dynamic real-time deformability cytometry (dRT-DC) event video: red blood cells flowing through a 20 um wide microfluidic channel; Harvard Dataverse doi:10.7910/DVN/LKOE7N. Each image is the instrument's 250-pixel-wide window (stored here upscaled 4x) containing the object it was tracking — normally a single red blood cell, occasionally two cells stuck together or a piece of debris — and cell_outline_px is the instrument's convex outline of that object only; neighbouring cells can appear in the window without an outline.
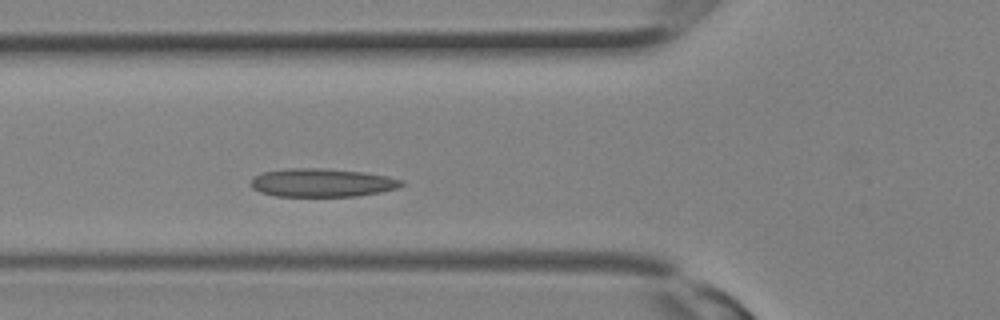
{"species": "Egyptian fruit bat (a non-hibernating species)", "species_latin": "Rousettus aegyptiacus", "temperature_condition": "room temperature", "stored_images_in_passage": 6, "camera_frame_rate_fps": 3000, "um_per_image_px": 0.085, "animal": {"sex": "female"}, "frame": {"image": 1, "passage_image": 6, "time_ms": 1.667, "image_size_px": [1000, 320], "cell_outline_px": [[404, 184], [396, 188], [380, 192], [356, 196], [276, 196], [260, 192], [252, 188], [252, 180], [256, 176], [264, 172], [288, 168], [324, 168], [364, 172], [388, 176], [404, 180]], "centroid_in_image_um": [27.4, 15.52], "position_along_channel_um": 98.4, "area_um2": 24.8}}